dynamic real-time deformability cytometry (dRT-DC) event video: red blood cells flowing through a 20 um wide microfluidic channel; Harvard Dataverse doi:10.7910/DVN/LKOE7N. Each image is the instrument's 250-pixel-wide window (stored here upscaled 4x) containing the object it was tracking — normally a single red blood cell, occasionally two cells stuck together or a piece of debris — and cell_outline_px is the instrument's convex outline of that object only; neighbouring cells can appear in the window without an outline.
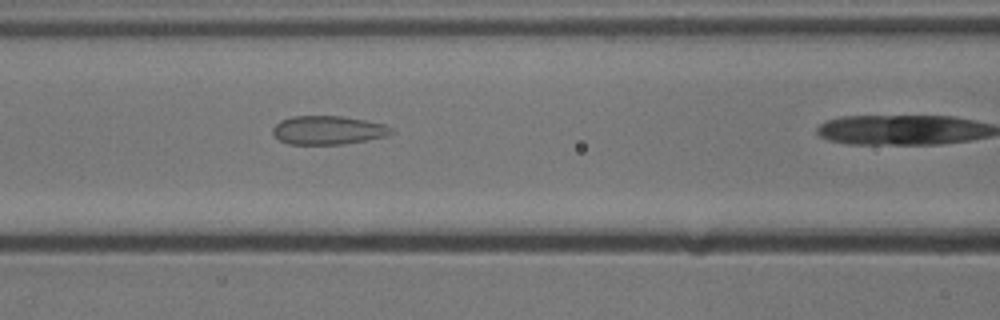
{"species": "common noctule bat (a hibernating species)", "species_latin": "Nyctalus noctula", "temperature_condition": "cold", "stored_images_in_passage": 10, "camera_frame_rate_fps": 3000, "um_per_image_px": 0.085, "animal": {"sex": "male", "body_mass_g": 13.3}, "frame": {"image": 1, "passage_image": 9, "time_ms": 2.667, "image_size_px": [1000, 320], "cell_outline_px": [[392, 132], [384, 136], [364, 140], [340, 144], [288, 144], [280, 140], [272, 132], [272, 128], [280, 120], [292, 116], [344, 116], [384, 124], [392, 128]], "centroid_in_image_um": [27.83, 11.05], "position_along_channel_um": 138.8, "area_um2": 19.54}}